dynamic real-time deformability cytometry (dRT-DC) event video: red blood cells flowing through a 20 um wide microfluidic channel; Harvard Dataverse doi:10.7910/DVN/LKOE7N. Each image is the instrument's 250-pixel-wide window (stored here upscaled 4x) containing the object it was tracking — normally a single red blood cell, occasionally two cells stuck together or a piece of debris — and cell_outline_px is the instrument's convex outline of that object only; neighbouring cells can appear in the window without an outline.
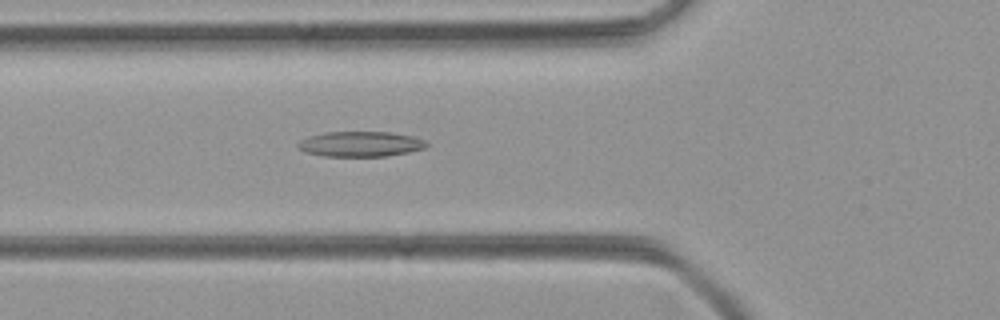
{"species": "common noctule bat (a hibernating species)", "species_latin": "Nyctalus noctula", "temperature_condition": "room temperature", "stored_images_in_passage": 39, "camera_frame_rate_fps": 3000, "um_per_image_px": 0.085, "animal": {"sex": "female", "body_mass_g": 21.9}, "frame": {"image": 1, "passage_image": 7, "time_ms": 2.0, "image_size_px": [1000, 320], "cell_outline_px": [[428, 144], [424, 148], [408, 152], [388, 156], [324, 156], [304, 152], [296, 148], [296, 144], [300, 140], [308, 136], [324, 132], [392, 132], [412, 136], [424, 140]], "centroid_in_image_um": [30.58, 12.24], "position_along_channel_um": 95.2, "area_um2": 19.02}}
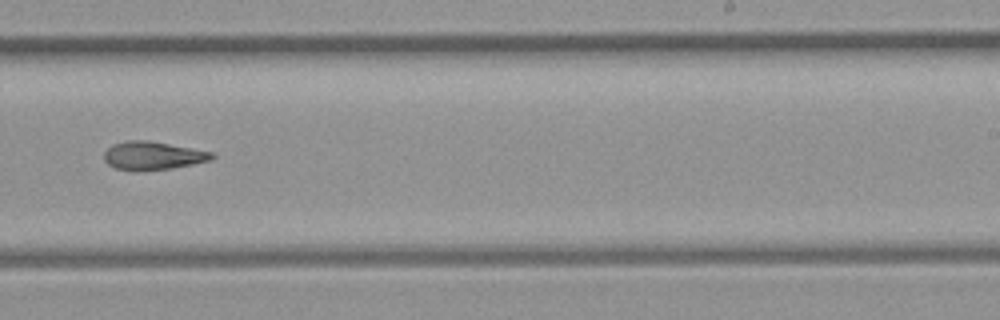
{"frame": {"image": 2, "passage_image": 20, "time_ms": 6.333, "image_size_px": [1000, 320], "cell_outline_px": [[216, 156], [212, 160], [172, 168], [116, 168], [108, 164], [104, 160], [104, 152], [112, 144], [128, 140], [148, 140], [192, 148], [212, 152]], "centroid_in_image_um": [13.02, 13.18], "position_along_channel_um": 276.0, "area_um2": 17.11}}
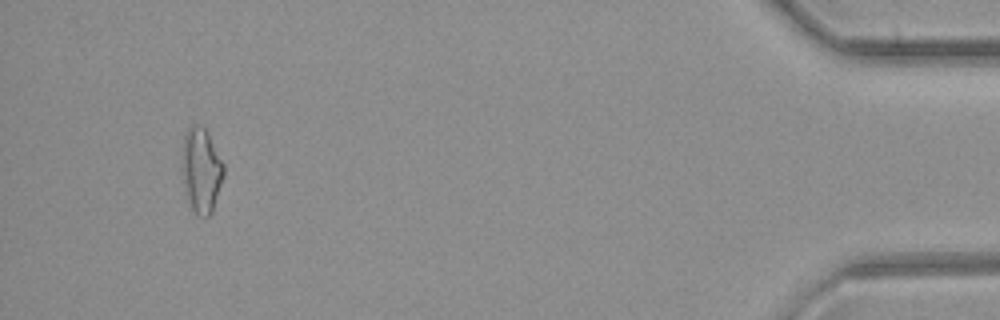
{"frame": {"image": 3, "passage_image": 36, "time_ms": 11.667, "image_size_px": [1000, 320], "cell_outline_px": [[224, 176], [212, 212], [208, 216], [196, 216], [188, 200], [180, 172], [180, 168], [184, 136], [188, 128], [192, 124], [200, 124], [208, 132], [224, 164]], "centroid_in_image_um": [17.09, 14.45], "position_along_channel_um": 418.1, "area_um2": 20.98}}